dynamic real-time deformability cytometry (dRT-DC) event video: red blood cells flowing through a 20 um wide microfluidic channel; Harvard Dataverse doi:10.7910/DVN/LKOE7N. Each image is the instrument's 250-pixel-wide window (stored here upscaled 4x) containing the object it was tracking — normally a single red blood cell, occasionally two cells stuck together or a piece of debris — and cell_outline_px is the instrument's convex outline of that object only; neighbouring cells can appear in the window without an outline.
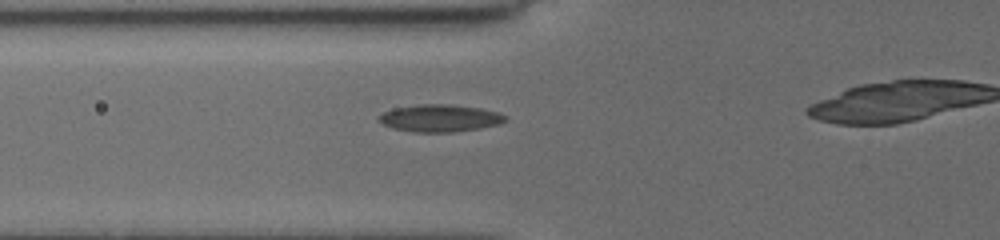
{"species": "common noctule bat (a hibernating species)", "species_latin": "Nyctalus noctula", "temperature_condition": "cold", "stored_images_in_passage": 29, "camera_frame_rate_fps": 3000, "um_per_image_px": 0.085, "animal": {"sex": "female", "body_mass_g": 19.5, "forearm_length_mm": 54.1}, "frame": {"image": 1, "passage_image": 2, "time_ms": 0.333, "image_size_px": [1000, 240], "cell_outline_px": [[508, 120], [500, 124], [480, 128], [452, 132], [416, 132], [392, 128], [376, 120], [376, 116], [384, 112], [396, 108], [420, 104], [448, 104], [480, 108], [500, 112]], "centroid_in_image_um": [37.39, 10.04], "position_along_channel_um": 88.4, "area_um2": 20.11}}
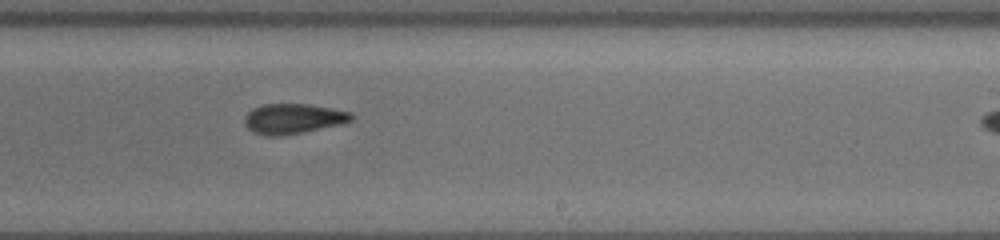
{"frame": {"image": 2, "passage_image": 16, "time_ms": 5.0, "image_size_px": [1000, 240], "cell_outline_px": [[352, 120], [340, 124], [280, 136], [264, 136], [252, 132], [244, 124], [244, 116], [252, 108], [264, 104], [308, 104], [332, 108], [352, 112]], "centroid_in_image_um": [24.86, 10.08], "position_along_channel_um": 264.1, "area_um2": 18.67}}
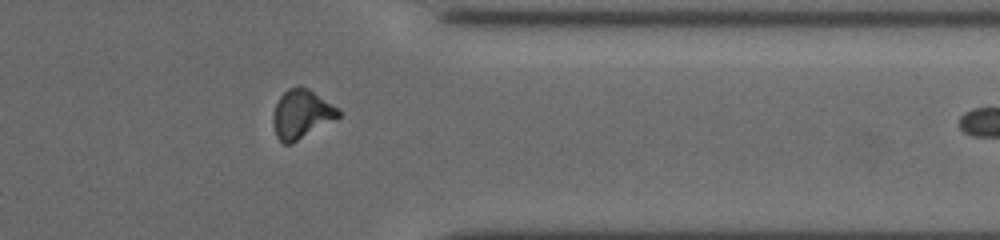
{"frame": {"image": 3, "passage_image": 26, "time_ms": 8.333, "image_size_px": [1000, 240], "cell_outline_px": [[340, 116], [292, 144], [284, 144], [276, 136], [272, 120], [272, 116], [276, 104], [280, 96], [288, 88], [308, 88], [340, 108]], "centroid_in_image_um": [25.62, 9.71], "position_along_channel_um": 385.8, "area_um2": 18.44}}